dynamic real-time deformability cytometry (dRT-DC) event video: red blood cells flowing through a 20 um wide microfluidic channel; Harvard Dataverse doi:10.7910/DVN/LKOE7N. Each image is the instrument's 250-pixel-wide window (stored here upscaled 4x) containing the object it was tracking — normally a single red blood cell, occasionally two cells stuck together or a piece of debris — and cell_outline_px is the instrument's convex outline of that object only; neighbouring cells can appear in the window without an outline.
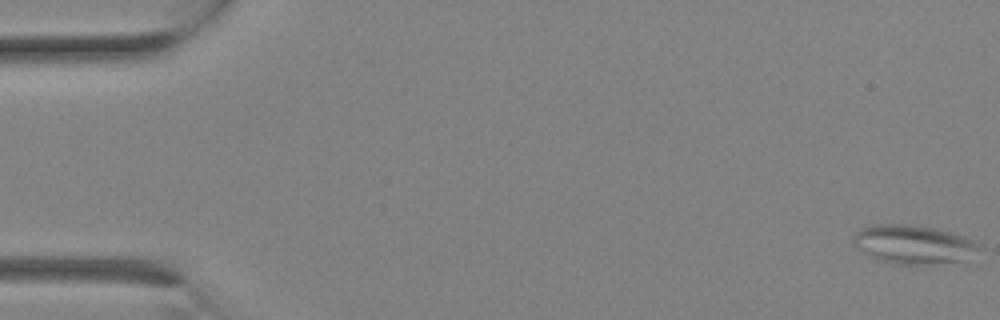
{"species": "Egyptian fruit bat (a non-hibernating species)", "species_latin": "Rousettus aegyptiacus", "temperature_condition": "room temperature", "stored_images_in_passage": 8, "camera_frame_rate_fps": 3000, "um_per_image_px": 0.085, "animal": {"sex": "female"}, "frame": {"image": 1, "passage_image": 1, "time_ms": 0.0, "image_size_px": [1000, 320], "cell_outline_px": [[980, 248], [960, 260], [920, 264], [896, 264], [880, 260], [864, 252], [852, 240], [852, 236], [860, 228], [872, 224], [912, 224], [932, 228], [948, 232], [972, 240]], "centroid_in_image_um": [77.53, 20.74], "position_along_channel_um": 7.5, "area_um2": 27.4}}